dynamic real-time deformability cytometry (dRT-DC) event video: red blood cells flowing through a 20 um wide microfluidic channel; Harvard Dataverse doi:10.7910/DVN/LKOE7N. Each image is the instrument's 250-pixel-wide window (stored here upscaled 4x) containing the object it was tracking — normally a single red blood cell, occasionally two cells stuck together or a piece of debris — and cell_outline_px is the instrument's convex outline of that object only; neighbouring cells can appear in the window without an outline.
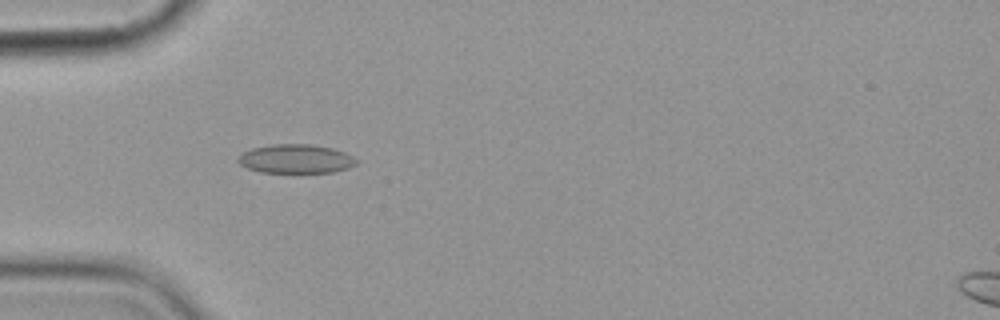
{"species": "common noctule bat (a hibernating species)", "species_latin": "Nyctalus noctula", "temperature_condition": "cold", "stored_images_in_passage": 5, "camera_frame_rate_fps": 3000, "um_per_image_px": 0.085, "animal": {"sex": "female", "body_mass_g": 19.9}, "frame": {"image": 1, "passage_image": 4, "time_ms": 4.667, "image_size_px": [1000, 320], "cell_outline_px": [[356, 164], [348, 168], [332, 172], [260, 172], [248, 168], [240, 164], [236, 160], [244, 152], [252, 148], [272, 144], [308, 144], [332, 148], [344, 152], [352, 156], [356, 160]], "centroid_in_image_um": [25.13, 13.5], "position_along_channel_um": 59.9, "area_um2": 19.71}}
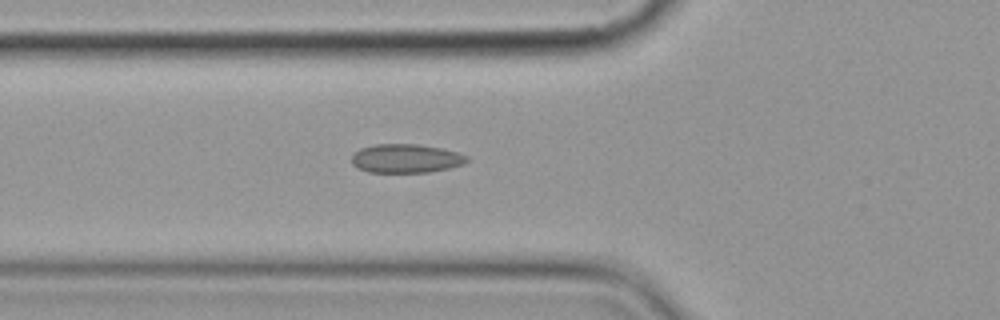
{"frame": {"image": 2, "passage_image": 5, "time_ms": 5.667, "image_size_px": [1000, 320], "cell_outline_px": [[468, 160], [464, 164], [448, 168], [428, 172], [368, 172], [356, 168], [352, 164], [352, 156], [360, 148], [376, 144], [420, 144], [440, 148], [456, 152], [468, 156]], "centroid_in_image_um": [34.48, 13.47], "position_along_channel_um": 91.3, "area_um2": 19.31}}